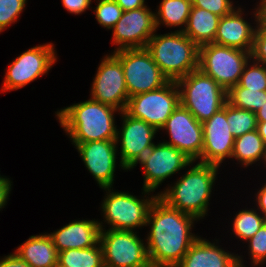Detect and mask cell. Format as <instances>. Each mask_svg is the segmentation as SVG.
<instances>
[{
	"label": "cell",
	"mask_w": 266,
	"mask_h": 267,
	"mask_svg": "<svg viewBox=\"0 0 266 267\" xmlns=\"http://www.w3.org/2000/svg\"><path fill=\"white\" fill-rule=\"evenodd\" d=\"M194 221L199 220L156 198L146 222L151 227L145 242L152 267H175L182 260L199 237L191 232Z\"/></svg>",
	"instance_id": "cell-1"
},
{
	"label": "cell",
	"mask_w": 266,
	"mask_h": 267,
	"mask_svg": "<svg viewBox=\"0 0 266 267\" xmlns=\"http://www.w3.org/2000/svg\"><path fill=\"white\" fill-rule=\"evenodd\" d=\"M115 112L121 113L118 109L90 98L55 113L60 126L72 143H86L116 139Z\"/></svg>",
	"instance_id": "cell-2"
},
{
	"label": "cell",
	"mask_w": 266,
	"mask_h": 267,
	"mask_svg": "<svg viewBox=\"0 0 266 267\" xmlns=\"http://www.w3.org/2000/svg\"><path fill=\"white\" fill-rule=\"evenodd\" d=\"M181 176L174 185L158 193L168 206L190 214L198 220L207 216L213 185L219 166L198 162Z\"/></svg>",
	"instance_id": "cell-3"
},
{
	"label": "cell",
	"mask_w": 266,
	"mask_h": 267,
	"mask_svg": "<svg viewBox=\"0 0 266 267\" xmlns=\"http://www.w3.org/2000/svg\"><path fill=\"white\" fill-rule=\"evenodd\" d=\"M169 81H177L198 69L199 47L179 29L155 33L145 47Z\"/></svg>",
	"instance_id": "cell-4"
},
{
	"label": "cell",
	"mask_w": 266,
	"mask_h": 267,
	"mask_svg": "<svg viewBox=\"0 0 266 267\" xmlns=\"http://www.w3.org/2000/svg\"><path fill=\"white\" fill-rule=\"evenodd\" d=\"M180 104L199 122L211 118L227 102V91L199 69L176 81Z\"/></svg>",
	"instance_id": "cell-5"
},
{
	"label": "cell",
	"mask_w": 266,
	"mask_h": 267,
	"mask_svg": "<svg viewBox=\"0 0 266 267\" xmlns=\"http://www.w3.org/2000/svg\"><path fill=\"white\" fill-rule=\"evenodd\" d=\"M101 189L106 191L101 209L108 229L135 231L136 228L146 226L150 207L158 194L150 195L153 191L141 189L144 197L139 199L128 192L114 191L113 187Z\"/></svg>",
	"instance_id": "cell-6"
},
{
	"label": "cell",
	"mask_w": 266,
	"mask_h": 267,
	"mask_svg": "<svg viewBox=\"0 0 266 267\" xmlns=\"http://www.w3.org/2000/svg\"><path fill=\"white\" fill-rule=\"evenodd\" d=\"M251 52L215 43L199 47L198 69L228 91L238 84Z\"/></svg>",
	"instance_id": "cell-7"
},
{
	"label": "cell",
	"mask_w": 266,
	"mask_h": 267,
	"mask_svg": "<svg viewBox=\"0 0 266 267\" xmlns=\"http://www.w3.org/2000/svg\"><path fill=\"white\" fill-rule=\"evenodd\" d=\"M100 222L99 243L105 267H152L147 245L137 231L105 229Z\"/></svg>",
	"instance_id": "cell-8"
},
{
	"label": "cell",
	"mask_w": 266,
	"mask_h": 267,
	"mask_svg": "<svg viewBox=\"0 0 266 267\" xmlns=\"http://www.w3.org/2000/svg\"><path fill=\"white\" fill-rule=\"evenodd\" d=\"M113 54L121 61L129 97L159 89L169 82L146 48L123 49Z\"/></svg>",
	"instance_id": "cell-9"
},
{
	"label": "cell",
	"mask_w": 266,
	"mask_h": 267,
	"mask_svg": "<svg viewBox=\"0 0 266 267\" xmlns=\"http://www.w3.org/2000/svg\"><path fill=\"white\" fill-rule=\"evenodd\" d=\"M179 104L178 85L176 81H169L159 89L129 97L125 112L159 131Z\"/></svg>",
	"instance_id": "cell-10"
},
{
	"label": "cell",
	"mask_w": 266,
	"mask_h": 267,
	"mask_svg": "<svg viewBox=\"0 0 266 267\" xmlns=\"http://www.w3.org/2000/svg\"><path fill=\"white\" fill-rule=\"evenodd\" d=\"M53 43L32 47L15 58L6 70L2 92L17 90L48 73L57 62Z\"/></svg>",
	"instance_id": "cell-11"
},
{
	"label": "cell",
	"mask_w": 266,
	"mask_h": 267,
	"mask_svg": "<svg viewBox=\"0 0 266 267\" xmlns=\"http://www.w3.org/2000/svg\"><path fill=\"white\" fill-rule=\"evenodd\" d=\"M120 114L123 123L121 129L117 128L115 139L117 147L120 145L119 166L130 171L155 144L152 141L158 130L141 119L129 116L125 111Z\"/></svg>",
	"instance_id": "cell-12"
},
{
	"label": "cell",
	"mask_w": 266,
	"mask_h": 267,
	"mask_svg": "<svg viewBox=\"0 0 266 267\" xmlns=\"http://www.w3.org/2000/svg\"><path fill=\"white\" fill-rule=\"evenodd\" d=\"M193 162L184 152L174 146L159 142L154 144L144 157L137 162L143 167L142 189L155 192L166 178L186 169Z\"/></svg>",
	"instance_id": "cell-13"
},
{
	"label": "cell",
	"mask_w": 266,
	"mask_h": 267,
	"mask_svg": "<svg viewBox=\"0 0 266 267\" xmlns=\"http://www.w3.org/2000/svg\"><path fill=\"white\" fill-rule=\"evenodd\" d=\"M90 93L91 99L125 111L129 95L121 61L113 53L101 60Z\"/></svg>",
	"instance_id": "cell-14"
},
{
	"label": "cell",
	"mask_w": 266,
	"mask_h": 267,
	"mask_svg": "<svg viewBox=\"0 0 266 267\" xmlns=\"http://www.w3.org/2000/svg\"><path fill=\"white\" fill-rule=\"evenodd\" d=\"M112 30L113 52L123 49L145 48L156 32L155 12L146 6L124 11Z\"/></svg>",
	"instance_id": "cell-15"
},
{
	"label": "cell",
	"mask_w": 266,
	"mask_h": 267,
	"mask_svg": "<svg viewBox=\"0 0 266 267\" xmlns=\"http://www.w3.org/2000/svg\"><path fill=\"white\" fill-rule=\"evenodd\" d=\"M160 130H166L169 141L165 144L174 146L184 152L194 162H201L203 148V127L194 115L181 104L172 112Z\"/></svg>",
	"instance_id": "cell-16"
},
{
	"label": "cell",
	"mask_w": 266,
	"mask_h": 267,
	"mask_svg": "<svg viewBox=\"0 0 266 267\" xmlns=\"http://www.w3.org/2000/svg\"><path fill=\"white\" fill-rule=\"evenodd\" d=\"M202 127L201 163L220 167L226 158L231 159L235 141L227 122V102L211 118L202 122Z\"/></svg>",
	"instance_id": "cell-17"
},
{
	"label": "cell",
	"mask_w": 266,
	"mask_h": 267,
	"mask_svg": "<svg viewBox=\"0 0 266 267\" xmlns=\"http://www.w3.org/2000/svg\"><path fill=\"white\" fill-rule=\"evenodd\" d=\"M100 188L114 184L118 147L115 140H97L86 143H72Z\"/></svg>",
	"instance_id": "cell-18"
},
{
	"label": "cell",
	"mask_w": 266,
	"mask_h": 267,
	"mask_svg": "<svg viewBox=\"0 0 266 267\" xmlns=\"http://www.w3.org/2000/svg\"><path fill=\"white\" fill-rule=\"evenodd\" d=\"M256 26L244 19L243 8L236 7L230 14L221 17L217 27L214 43L251 52L257 24L259 22L258 8L254 7ZM254 27V28H253Z\"/></svg>",
	"instance_id": "cell-19"
},
{
	"label": "cell",
	"mask_w": 266,
	"mask_h": 267,
	"mask_svg": "<svg viewBox=\"0 0 266 267\" xmlns=\"http://www.w3.org/2000/svg\"><path fill=\"white\" fill-rule=\"evenodd\" d=\"M215 241L199 236L175 267H246L242 256L226 252Z\"/></svg>",
	"instance_id": "cell-20"
},
{
	"label": "cell",
	"mask_w": 266,
	"mask_h": 267,
	"mask_svg": "<svg viewBox=\"0 0 266 267\" xmlns=\"http://www.w3.org/2000/svg\"><path fill=\"white\" fill-rule=\"evenodd\" d=\"M48 234L58 252L67 249H86L99 242L100 221L73 220Z\"/></svg>",
	"instance_id": "cell-21"
},
{
	"label": "cell",
	"mask_w": 266,
	"mask_h": 267,
	"mask_svg": "<svg viewBox=\"0 0 266 267\" xmlns=\"http://www.w3.org/2000/svg\"><path fill=\"white\" fill-rule=\"evenodd\" d=\"M15 253L31 267H54L58 263V251L47 233L30 236Z\"/></svg>",
	"instance_id": "cell-22"
},
{
	"label": "cell",
	"mask_w": 266,
	"mask_h": 267,
	"mask_svg": "<svg viewBox=\"0 0 266 267\" xmlns=\"http://www.w3.org/2000/svg\"><path fill=\"white\" fill-rule=\"evenodd\" d=\"M220 19V16L210 11L192 6L183 33L198 47L214 43Z\"/></svg>",
	"instance_id": "cell-23"
},
{
	"label": "cell",
	"mask_w": 266,
	"mask_h": 267,
	"mask_svg": "<svg viewBox=\"0 0 266 267\" xmlns=\"http://www.w3.org/2000/svg\"><path fill=\"white\" fill-rule=\"evenodd\" d=\"M231 158L248 167L257 161L266 164V146L257 130L235 138Z\"/></svg>",
	"instance_id": "cell-24"
},
{
	"label": "cell",
	"mask_w": 266,
	"mask_h": 267,
	"mask_svg": "<svg viewBox=\"0 0 266 267\" xmlns=\"http://www.w3.org/2000/svg\"><path fill=\"white\" fill-rule=\"evenodd\" d=\"M191 0H162L155 12V25L158 29L161 24L166 27H179L180 31L186 28L191 12ZM181 26V28H180Z\"/></svg>",
	"instance_id": "cell-25"
},
{
	"label": "cell",
	"mask_w": 266,
	"mask_h": 267,
	"mask_svg": "<svg viewBox=\"0 0 266 267\" xmlns=\"http://www.w3.org/2000/svg\"><path fill=\"white\" fill-rule=\"evenodd\" d=\"M58 264L64 267H105L100 243L86 249L58 252Z\"/></svg>",
	"instance_id": "cell-26"
},
{
	"label": "cell",
	"mask_w": 266,
	"mask_h": 267,
	"mask_svg": "<svg viewBox=\"0 0 266 267\" xmlns=\"http://www.w3.org/2000/svg\"><path fill=\"white\" fill-rule=\"evenodd\" d=\"M227 102L236 108L256 113L266 102V91L250 90L237 84L227 91Z\"/></svg>",
	"instance_id": "cell-27"
},
{
	"label": "cell",
	"mask_w": 266,
	"mask_h": 267,
	"mask_svg": "<svg viewBox=\"0 0 266 267\" xmlns=\"http://www.w3.org/2000/svg\"><path fill=\"white\" fill-rule=\"evenodd\" d=\"M233 234L242 241H247L266 223L265 217L257 209H242L234 216Z\"/></svg>",
	"instance_id": "cell-28"
},
{
	"label": "cell",
	"mask_w": 266,
	"mask_h": 267,
	"mask_svg": "<svg viewBox=\"0 0 266 267\" xmlns=\"http://www.w3.org/2000/svg\"><path fill=\"white\" fill-rule=\"evenodd\" d=\"M227 122L235 138L256 130V114L249 110L239 109L227 102Z\"/></svg>",
	"instance_id": "cell-29"
},
{
	"label": "cell",
	"mask_w": 266,
	"mask_h": 267,
	"mask_svg": "<svg viewBox=\"0 0 266 267\" xmlns=\"http://www.w3.org/2000/svg\"><path fill=\"white\" fill-rule=\"evenodd\" d=\"M238 85L250 90L266 91V66L249 59L244 66Z\"/></svg>",
	"instance_id": "cell-30"
},
{
	"label": "cell",
	"mask_w": 266,
	"mask_h": 267,
	"mask_svg": "<svg viewBox=\"0 0 266 267\" xmlns=\"http://www.w3.org/2000/svg\"><path fill=\"white\" fill-rule=\"evenodd\" d=\"M95 19L102 27L111 30L122 17L123 9L114 0H98Z\"/></svg>",
	"instance_id": "cell-31"
},
{
	"label": "cell",
	"mask_w": 266,
	"mask_h": 267,
	"mask_svg": "<svg viewBox=\"0 0 266 267\" xmlns=\"http://www.w3.org/2000/svg\"><path fill=\"white\" fill-rule=\"evenodd\" d=\"M247 242L251 266L257 267L266 263V223Z\"/></svg>",
	"instance_id": "cell-32"
},
{
	"label": "cell",
	"mask_w": 266,
	"mask_h": 267,
	"mask_svg": "<svg viewBox=\"0 0 266 267\" xmlns=\"http://www.w3.org/2000/svg\"><path fill=\"white\" fill-rule=\"evenodd\" d=\"M27 0H0V33L17 22Z\"/></svg>",
	"instance_id": "cell-33"
},
{
	"label": "cell",
	"mask_w": 266,
	"mask_h": 267,
	"mask_svg": "<svg viewBox=\"0 0 266 267\" xmlns=\"http://www.w3.org/2000/svg\"><path fill=\"white\" fill-rule=\"evenodd\" d=\"M192 6L205 9L220 17L230 14L235 8L231 0H191Z\"/></svg>",
	"instance_id": "cell-34"
},
{
	"label": "cell",
	"mask_w": 266,
	"mask_h": 267,
	"mask_svg": "<svg viewBox=\"0 0 266 267\" xmlns=\"http://www.w3.org/2000/svg\"><path fill=\"white\" fill-rule=\"evenodd\" d=\"M251 59L266 66V25L260 22H258L255 32Z\"/></svg>",
	"instance_id": "cell-35"
},
{
	"label": "cell",
	"mask_w": 266,
	"mask_h": 267,
	"mask_svg": "<svg viewBox=\"0 0 266 267\" xmlns=\"http://www.w3.org/2000/svg\"><path fill=\"white\" fill-rule=\"evenodd\" d=\"M92 0H62L63 7L71 14L80 15L90 8Z\"/></svg>",
	"instance_id": "cell-36"
},
{
	"label": "cell",
	"mask_w": 266,
	"mask_h": 267,
	"mask_svg": "<svg viewBox=\"0 0 266 267\" xmlns=\"http://www.w3.org/2000/svg\"><path fill=\"white\" fill-rule=\"evenodd\" d=\"M11 183V180L6 176L2 175L0 177V211L6 206L7 200L9 199Z\"/></svg>",
	"instance_id": "cell-37"
},
{
	"label": "cell",
	"mask_w": 266,
	"mask_h": 267,
	"mask_svg": "<svg viewBox=\"0 0 266 267\" xmlns=\"http://www.w3.org/2000/svg\"><path fill=\"white\" fill-rule=\"evenodd\" d=\"M0 267H31L22 260L15 252L0 259Z\"/></svg>",
	"instance_id": "cell-38"
},
{
	"label": "cell",
	"mask_w": 266,
	"mask_h": 267,
	"mask_svg": "<svg viewBox=\"0 0 266 267\" xmlns=\"http://www.w3.org/2000/svg\"><path fill=\"white\" fill-rule=\"evenodd\" d=\"M256 196V206L257 210L265 217L266 219V183L262 185L261 189L258 190Z\"/></svg>",
	"instance_id": "cell-39"
},
{
	"label": "cell",
	"mask_w": 266,
	"mask_h": 267,
	"mask_svg": "<svg viewBox=\"0 0 266 267\" xmlns=\"http://www.w3.org/2000/svg\"><path fill=\"white\" fill-rule=\"evenodd\" d=\"M123 11L135 10L146 6L145 0H114Z\"/></svg>",
	"instance_id": "cell-40"
},
{
	"label": "cell",
	"mask_w": 266,
	"mask_h": 267,
	"mask_svg": "<svg viewBox=\"0 0 266 267\" xmlns=\"http://www.w3.org/2000/svg\"><path fill=\"white\" fill-rule=\"evenodd\" d=\"M257 8L259 11V22L266 25V0H260Z\"/></svg>",
	"instance_id": "cell-41"
},
{
	"label": "cell",
	"mask_w": 266,
	"mask_h": 267,
	"mask_svg": "<svg viewBox=\"0 0 266 267\" xmlns=\"http://www.w3.org/2000/svg\"><path fill=\"white\" fill-rule=\"evenodd\" d=\"M256 130L266 146V122H258Z\"/></svg>",
	"instance_id": "cell-42"
},
{
	"label": "cell",
	"mask_w": 266,
	"mask_h": 267,
	"mask_svg": "<svg viewBox=\"0 0 266 267\" xmlns=\"http://www.w3.org/2000/svg\"><path fill=\"white\" fill-rule=\"evenodd\" d=\"M255 114L258 122H266V102Z\"/></svg>",
	"instance_id": "cell-43"
},
{
	"label": "cell",
	"mask_w": 266,
	"mask_h": 267,
	"mask_svg": "<svg viewBox=\"0 0 266 267\" xmlns=\"http://www.w3.org/2000/svg\"><path fill=\"white\" fill-rule=\"evenodd\" d=\"M54 267H64V266H61V265H59V264L57 263Z\"/></svg>",
	"instance_id": "cell-44"
}]
</instances>
